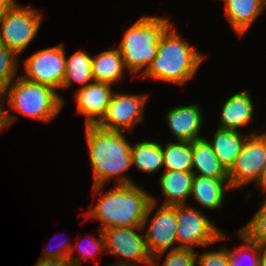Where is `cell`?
Listing matches in <instances>:
<instances>
[{"label": "cell", "instance_id": "6da1fadb", "mask_svg": "<svg viewBox=\"0 0 266 266\" xmlns=\"http://www.w3.org/2000/svg\"><path fill=\"white\" fill-rule=\"evenodd\" d=\"M105 185L92 186L93 197L100 199L96 206L85 211L83 216L87 220L91 217L100 221V230L117 227L142 226L148 207L152 202V195L136 182L131 184H114L108 191ZM103 192V193H102Z\"/></svg>", "mask_w": 266, "mask_h": 266}, {"label": "cell", "instance_id": "7a4b0ae2", "mask_svg": "<svg viewBox=\"0 0 266 266\" xmlns=\"http://www.w3.org/2000/svg\"><path fill=\"white\" fill-rule=\"evenodd\" d=\"M85 140L89 162L93 171V186L131 184L134 181L125 174L132 167L131 143L123 132L107 130L97 124L85 125Z\"/></svg>", "mask_w": 266, "mask_h": 266}, {"label": "cell", "instance_id": "3957f363", "mask_svg": "<svg viewBox=\"0 0 266 266\" xmlns=\"http://www.w3.org/2000/svg\"><path fill=\"white\" fill-rule=\"evenodd\" d=\"M173 24L162 35L156 56L141 77L185 85L205 61V54L182 38Z\"/></svg>", "mask_w": 266, "mask_h": 266}, {"label": "cell", "instance_id": "277c9868", "mask_svg": "<svg viewBox=\"0 0 266 266\" xmlns=\"http://www.w3.org/2000/svg\"><path fill=\"white\" fill-rule=\"evenodd\" d=\"M171 25L168 17L147 14L127 28L117 48L132 80L145 73L156 56L162 35Z\"/></svg>", "mask_w": 266, "mask_h": 266}, {"label": "cell", "instance_id": "5b68a950", "mask_svg": "<svg viewBox=\"0 0 266 266\" xmlns=\"http://www.w3.org/2000/svg\"><path fill=\"white\" fill-rule=\"evenodd\" d=\"M8 107L15 114L48 123L62 111L65 99L56 89L18 76L7 87Z\"/></svg>", "mask_w": 266, "mask_h": 266}, {"label": "cell", "instance_id": "8992f818", "mask_svg": "<svg viewBox=\"0 0 266 266\" xmlns=\"http://www.w3.org/2000/svg\"><path fill=\"white\" fill-rule=\"evenodd\" d=\"M227 239L224 231L202 211L186 204L176 205V242L178 248H208Z\"/></svg>", "mask_w": 266, "mask_h": 266}, {"label": "cell", "instance_id": "52a82bcc", "mask_svg": "<svg viewBox=\"0 0 266 266\" xmlns=\"http://www.w3.org/2000/svg\"><path fill=\"white\" fill-rule=\"evenodd\" d=\"M39 11L15 2L0 21V43L18 57L38 34L43 20Z\"/></svg>", "mask_w": 266, "mask_h": 266}, {"label": "cell", "instance_id": "ba28073f", "mask_svg": "<svg viewBox=\"0 0 266 266\" xmlns=\"http://www.w3.org/2000/svg\"><path fill=\"white\" fill-rule=\"evenodd\" d=\"M142 226L117 227L102 230L106 254L119 258L115 264L128 266H151L152 255L146 244Z\"/></svg>", "mask_w": 266, "mask_h": 266}, {"label": "cell", "instance_id": "9c48e42d", "mask_svg": "<svg viewBox=\"0 0 266 266\" xmlns=\"http://www.w3.org/2000/svg\"><path fill=\"white\" fill-rule=\"evenodd\" d=\"M248 134L240 154L228 171L233 191L252 182L256 185L266 168V132L254 130Z\"/></svg>", "mask_w": 266, "mask_h": 266}, {"label": "cell", "instance_id": "30bf717a", "mask_svg": "<svg viewBox=\"0 0 266 266\" xmlns=\"http://www.w3.org/2000/svg\"><path fill=\"white\" fill-rule=\"evenodd\" d=\"M157 203V198L152 195V202L142 222L143 228L148 224L144 235L152 256L178 248L176 242V205H160L156 212L152 213ZM151 213L154 215L151 216Z\"/></svg>", "mask_w": 266, "mask_h": 266}, {"label": "cell", "instance_id": "8fae6325", "mask_svg": "<svg viewBox=\"0 0 266 266\" xmlns=\"http://www.w3.org/2000/svg\"><path fill=\"white\" fill-rule=\"evenodd\" d=\"M63 43L33 53L24 62L22 78L48 85L58 91L62 88L66 71V48Z\"/></svg>", "mask_w": 266, "mask_h": 266}, {"label": "cell", "instance_id": "7c38bea8", "mask_svg": "<svg viewBox=\"0 0 266 266\" xmlns=\"http://www.w3.org/2000/svg\"><path fill=\"white\" fill-rule=\"evenodd\" d=\"M148 94L114 91L105 115L97 123L103 129L130 132L144 120Z\"/></svg>", "mask_w": 266, "mask_h": 266}, {"label": "cell", "instance_id": "4fadbf2b", "mask_svg": "<svg viewBox=\"0 0 266 266\" xmlns=\"http://www.w3.org/2000/svg\"><path fill=\"white\" fill-rule=\"evenodd\" d=\"M112 84L94 81L74 94L76 112L85 116V125L97 124L105 115L114 93Z\"/></svg>", "mask_w": 266, "mask_h": 266}, {"label": "cell", "instance_id": "5bb4252c", "mask_svg": "<svg viewBox=\"0 0 266 266\" xmlns=\"http://www.w3.org/2000/svg\"><path fill=\"white\" fill-rule=\"evenodd\" d=\"M202 109L198 103L176 106L166 112V122L168 127L177 141L192 142L201 140L205 136H201L204 116Z\"/></svg>", "mask_w": 266, "mask_h": 266}, {"label": "cell", "instance_id": "9a60e30c", "mask_svg": "<svg viewBox=\"0 0 266 266\" xmlns=\"http://www.w3.org/2000/svg\"><path fill=\"white\" fill-rule=\"evenodd\" d=\"M219 127L240 131L254 116V103L249 89H243L226 99L221 106Z\"/></svg>", "mask_w": 266, "mask_h": 266}, {"label": "cell", "instance_id": "2e32d148", "mask_svg": "<svg viewBox=\"0 0 266 266\" xmlns=\"http://www.w3.org/2000/svg\"><path fill=\"white\" fill-rule=\"evenodd\" d=\"M225 3V15L239 37L249 31L258 17L264 13L266 0H222Z\"/></svg>", "mask_w": 266, "mask_h": 266}, {"label": "cell", "instance_id": "e0dca14e", "mask_svg": "<svg viewBox=\"0 0 266 266\" xmlns=\"http://www.w3.org/2000/svg\"><path fill=\"white\" fill-rule=\"evenodd\" d=\"M229 178H208L193 175L190 196L194 201L210 210L221 207L225 200L226 191H230Z\"/></svg>", "mask_w": 266, "mask_h": 266}, {"label": "cell", "instance_id": "ac0fdd59", "mask_svg": "<svg viewBox=\"0 0 266 266\" xmlns=\"http://www.w3.org/2000/svg\"><path fill=\"white\" fill-rule=\"evenodd\" d=\"M192 173L208 178H229L207 137L192 141Z\"/></svg>", "mask_w": 266, "mask_h": 266}, {"label": "cell", "instance_id": "d6986e66", "mask_svg": "<svg viewBox=\"0 0 266 266\" xmlns=\"http://www.w3.org/2000/svg\"><path fill=\"white\" fill-rule=\"evenodd\" d=\"M247 136L248 134H244V132L217 128L212 139H207L213 152L227 171L235 163Z\"/></svg>", "mask_w": 266, "mask_h": 266}, {"label": "cell", "instance_id": "ffe728a7", "mask_svg": "<svg viewBox=\"0 0 266 266\" xmlns=\"http://www.w3.org/2000/svg\"><path fill=\"white\" fill-rule=\"evenodd\" d=\"M193 175L192 172L164 170L159 178V186L164 196L161 205L186 204L191 194Z\"/></svg>", "mask_w": 266, "mask_h": 266}, {"label": "cell", "instance_id": "44dd1931", "mask_svg": "<svg viewBox=\"0 0 266 266\" xmlns=\"http://www.w3.org/2000/svg\"><path fill=\"white\" fill-rule=\"evenodd\" d=\"M127 70L118 48L108 49L92 56V74L94 81L116 84L124 78Z\"/></svg>", "mask_w": 266, "mask_h": 266}, {"label": "cell", "instance_id": "7402d4cb", "mask_svg": "<svg viewBox=\"0 0 266 266\" xmlns=\"http://www.w3.org/2000/svg\"><path fill=\"white\" fill-rule=\"evenodd\" d=\"M94 82L92 74V56L88 51L78 50L71 56H66V71L63 79L62 90L67 89L74 83L83 88Z\"/></svg>", "mask_w": 266, "mask_h": 266}, {"label": "cell", "instance_id": "603a6c76", "mask_svg": "<svg viewBox=\"0 0 266 266\" xmlns=\"http://www.w3.org/2000/svg\"><path fill=\"white\" fill-rule=\"evenodd\" d=\"M132 166L144 173L164 171L161 143L149 139L131 144Z\"/></svg>", "mask_w": 266, "mask_h": 266}, {"label": "cell", "instance_id": "cb8c5ba5", "mask_svg": "<svg viewBox=\"0 0 266 266\" xmlns=\"http://www.w3.org/2000/svg\"><path fill=\"white\" fill-rule=\"evenodd\" d=\"M164 170L192 172V142L170 141L161 143Z\"/></svg>", "mask_w": 266, "mask_h": 266}, {"label": "cell", "instance_id": "d4e9b609", "mask_svg": "<svg viewBox=\"0 0 266 266\" xmlns=\"http://www.w3.org/2000/svg\"><path fill=\"white\" fill-rule=\"evenodd\" d=\"M237 236L243 240L242 244L234 250L228 249V260L230 266H242L243 259L249 263L247 266H259V260L262 252L264 251L257 243L251 241L240 230L237 232ZM250 254V255H249ZM249 259V261H248Z\"/></svg>", "mask_w": 266, "mask_h": 266}, {"label": "cell", "instance_id": "484cf974", "mask_svg": "<svg viewBox=\"0 0 266 266\" xmlns=\"http://www.w3.org/2000/svg\"><path fill=\"white\" fill-rule=\"evenodd\" d=\"M239 230L263 250H266V197L255 215Z\"/></svg>", "mask_w": 266, "mask_h": 266}, {"label": "cell", "instance_id": "4316f807", "mask_svg": "<svg viewBox=\"0 0 266 266\" xmlns=\"http://www.w3.org/2000/svg\"><path fill=\"white\" fill-rule=\"evenodd\" d=\"M98 234H99V238L93 235L91 237V235H89L87 238L88 243L86 242L87 245L85 243L86 246L84 244L81 245L82 242L79 244L77 242L75 244L76 246L74 245L72 246V249L69 254V258L73 260L78 266L82 265V262H83L82 260L84 259L89 260V258L96 260L95 262L97 263H100V260L97 259L98 256L96 255H100L103 252L106 253V249H105V238L103 236L102 230H100L99 228H98ZM75 248H78L80 255L74 257V252L77 251V249Z\"/></svg>", "mask_w": 266, "mask_h": 266}, {"label": "cell", "instance_id": "83f0119b", "mask_svg": "<svg viewBox=\"0 0 266 266\" xmlns=\"http://www.w3.org/2000/svg\"><path fill=\"white\" fill-rule=\"evenodd\" d=\"M164 254H167L166 258L160 265ZM196 255V250L190 248L168 250L152 256L151 266H197Z\"/></svg>", "mask_w": 266, "mask_h": 266}, {"label": "cell", "instance_id": "f1b7e54d", "mask_svg": "<svg viewBox=\"0 0 266 266\" xmlns=\"http://www.w3.org/2000/svg\"><path fill=\"white\" fill-rule=\"evenodd\" d=\"M18 58L13 51L0 43V88L6 89L19 76Z\"/></svg>", "mask_w": 266, "mask_h": 266}, {"label": "cell", "instance_id": "f546056e", "mask_svg": "<svg viewBox=\"0 0 266 266\" xmlns=\"http://www.w3.org/2000/svg\"><path fill=\"white\" fill-rule=\"evenodd\" d=\"M198 266H230L228 260V250L226 246L218 250H205L200 256L196 255Z\"/></svg>", "mask_w": 266, "mask_h": 266}, {"label": "cell", "instance_id": "4dcf8cb0", "mask_svg": "<svg viewBox=\"0 0 266 266\" xmlns=\"http://www.w3.org/2000/svg\"><path fill=\"white\" fill-rule=\"evenodd\" d=\"M59 244L60 245L56 247L57 250L51 249L52 247L44 246L39 259H61L69 257L73 244H71V242H63Z\"/></svg>", "mask_w": 266, "mask_h": 266}, {"label": "cell", "instance_id": "1f68e13d", "mask_svg": "<svg viewBox=\"0 0 266 266\" xmlns=\"http://www.w3.org/2000/svg\"><path fill=\"white\" fill-rule=\"evenodd\" d=\"M5 104H8L6 89L0 88V132L16 121L15 114L4 109Z\"/></svg>", "mask_w": 266, "mask_h": 266}, {"label": "cell", "instance_id": "d6a6232c", "mask_svg": "<svg viewBox=\"0 0 266 266\" xmlns=\"http://www.w3.org/2000/svg\"><path fill=\"white\" fill-rule=\"evenodd\" d=\"M34 266H78L69 257L61 259H38Z\"/></svg>", "mask_w": 266, "mask_h": 266}, {"label": "cell", "instance_id": "836d02e7", "mask_svg": "<svg viewBox=\"0 0 266 266\" xmlns=\"http://www.w3.org/2000/svg\"><path fill=\"white\" fill-rule=\"evenodd\" d=\"M15 2L16 0H0V21Z\"/></svg>", "mask_w": 266, "mask_h": 266}, {"label": "cell", "instance_id": "e575fe53", "mask_svg": "<svg viewBox=\"0 0 266 266\" xmlns=\"http://www.w3.org/2000/svg\"><path fill=\"white\" fill-rule=\"evenodd\" d=\"M256 187L261 188V191L264 192L263 195L265 194L264 197H266V168L264 169L259 181L256 184Z\"/></svg>", "mask_w": 266, "mask_h": 266}, {"label": "cell", "instance_id": "d590c367", "mask_svg": "<svg viewBox=\"0 0 266 266\" xmlns=\"http://www.w3.org/2000/svg\"><path fill=\"white\" fill-rule=\"evenodd\" d=\"M259 266H266V250H264L260 256Z\"/></svg>", "mask_w": 266, "mask_h": 266}, {"label": "cell", "instance_id": "8d00e7d4", "mask_svg": "<svg viewBox=\"0 0 266 266\" xmlns=\"http://www.w3.org/2000/svg\"><path fill=\"white\" fill-rule=\"evenodd\" d=\"M108 266H128V265H119V264H113V265L110 264V265H109V264H108Z\"/></svg>", "mask_w": 266, "mask_h": 266}]
</instances>
